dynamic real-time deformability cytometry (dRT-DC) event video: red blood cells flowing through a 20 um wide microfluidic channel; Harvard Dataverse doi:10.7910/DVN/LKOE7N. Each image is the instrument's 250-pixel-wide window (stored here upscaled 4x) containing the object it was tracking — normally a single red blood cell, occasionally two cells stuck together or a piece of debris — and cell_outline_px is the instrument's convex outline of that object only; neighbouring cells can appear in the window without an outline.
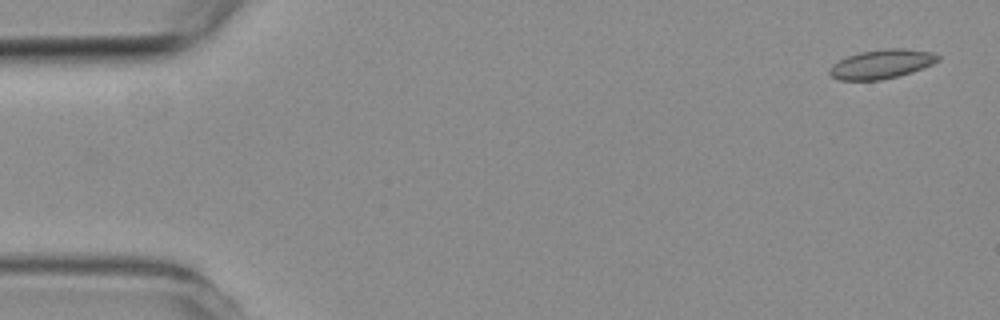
{"species": "common noctule bat (a hibernating species)", "species_latin": "Nyctalus noctula", "temperature_condition": "room temperature", "stored_images_in_passage": 5, "camera_frame_rate_fps": 3000, "um_per_image_px": 0.085, "animal": {"sex": "female", "body_mass_g": 19.3, "forearm_length_mm": 54.1}, "frame": {"image": 1, "passage_image": 1, "time_ms": 0.0, "image_size_px": [1000, 320], "cell_outline_px": [[940, 60], [924, 68], [912, 72], [880, 80], [840, 80], [832, 76], [828, 72], [828, 68], [832, 64], [848, 56], [860, 52], [884, 48], [904, 48], [932, 52], [940, 56]], "centroid_in_image_um": [74.94, 5.44], "position_along_channel_um": 10.1, "area_um2": 18.44}}
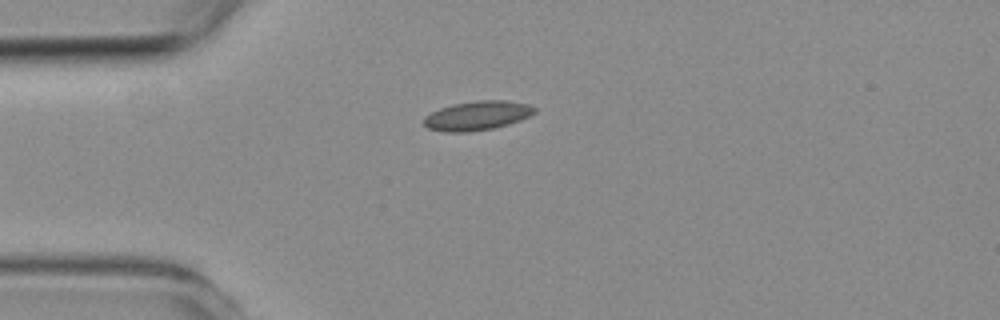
{"frame": {"image": 2, "passage_image": 4, "time_ms": 3.667, "image_size_px": [1000, 320], "cell_outline_px": [[536, 112], [520, 120], [508, 124], [492, 128], [468, 132], [444, 132], [428, 128], [424, 124], [424, 116], [440, 108], [452, 104], [480, 100], [504, 100], [528, 104], [536, 108]], "centroid_in_image_um": [40.55, 9.82], "position_along_channel_um": 44.4, "area_um2": 18.73}}